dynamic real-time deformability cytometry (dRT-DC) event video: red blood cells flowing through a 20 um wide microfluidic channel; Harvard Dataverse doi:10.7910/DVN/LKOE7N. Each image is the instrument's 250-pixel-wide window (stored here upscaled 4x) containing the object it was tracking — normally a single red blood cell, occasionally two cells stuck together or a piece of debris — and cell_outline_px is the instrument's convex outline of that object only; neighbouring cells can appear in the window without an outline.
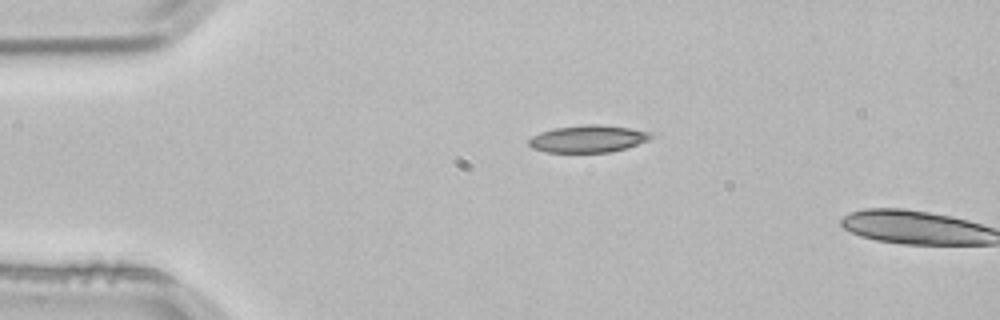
{"species": "common noctule bat (a hibernating species)", "species_latin": "Nyctalus noctula", "temperature_condition": "room temperature", "stored_images_in_passage": 2, "camera_frame_rate_fps": 3000, "um_per_image_px": 0.085, "animal": {"sex": "male", "body_mass_g": 21.5, "forearm_length_mm": 52.0}, "frame": {"image": 1, "passage_image": 1, "time_ms": 0.0, "image_size_px": [1000, 320], "cell_outline_px": [[656, 136], [648, 140], [612, 152], [544, 152], [532, 148], [528, 144], [528, 140], [532, 136], [540, 132], [556, 128], [584, 124], [600, 124], [628, 128], [652, 132]], "centroid_in_image_um": [49.98, 11.79], "position_along_channel_um": 35.0, "area_um2": 19.36}}